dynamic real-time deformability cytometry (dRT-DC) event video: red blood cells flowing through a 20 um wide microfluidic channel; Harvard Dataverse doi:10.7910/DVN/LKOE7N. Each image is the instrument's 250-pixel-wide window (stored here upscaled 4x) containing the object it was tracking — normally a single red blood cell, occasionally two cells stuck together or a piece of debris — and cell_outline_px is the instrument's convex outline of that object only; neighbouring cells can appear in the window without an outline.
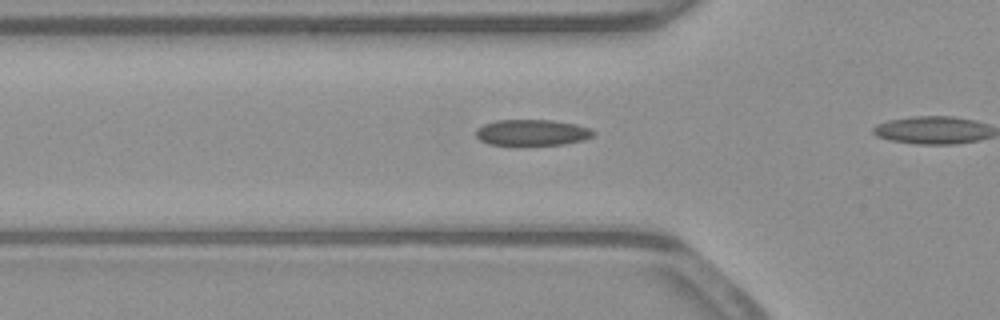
{"species": "common noctule bat (a hibernating species)", "species_latin": "Nyctalus noctula", "temperature_condition": "warm", "stored_images_in_passage": 10, "camera_frame_rate_fps": 3000, "um_per_image_px": 0.085, "animal": {"sex": "male", "body_mass_g": 23.1, "forearm_length_mm": 52.7}, "frame": {"image": 1, "passage_image": 5, "time_ms": 1.333, "image_size_px": [1000, 320], "cell_outline_px": [[596, 132], [592, 136], [584, 140], [564, 144], [488, 144], [480, 140], [476, 136], [476, 128], [484, 124], [496, 120], [552, 120], [576, 124], [592, 128]], "centroid_in_image_um": [45.25, 11.25], "position_along_channel_um": 80.5, "area_um2": 17.74}}
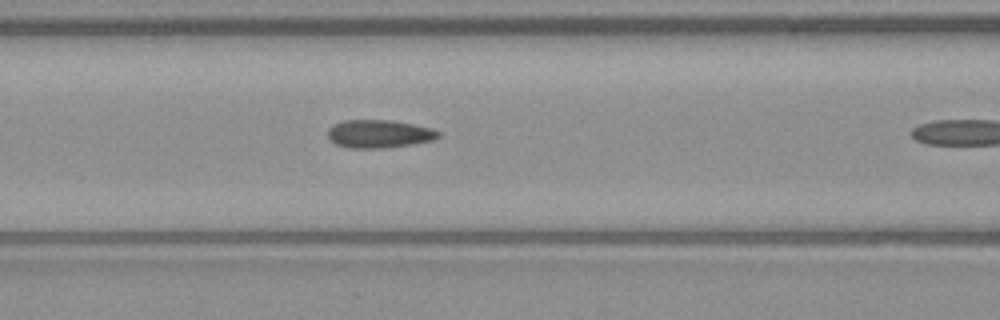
{"frame": {"image": 2, "passage_image": 9, "time_ms": 2.667, "image_size_px": [1000, 320], "cell_outline_px": [[440, 136], [432, 140], [412, 144], [380, 148], [348, 148], [336, 144], [328, 140], [328, 128], [332, 124], [344, 120], [392, 120], [432, 128], [440, 132]], "centroid_in_image_um": [32.18, 11.37], "position_along_channel_um": 134.4, "area_um2": 18.15}}